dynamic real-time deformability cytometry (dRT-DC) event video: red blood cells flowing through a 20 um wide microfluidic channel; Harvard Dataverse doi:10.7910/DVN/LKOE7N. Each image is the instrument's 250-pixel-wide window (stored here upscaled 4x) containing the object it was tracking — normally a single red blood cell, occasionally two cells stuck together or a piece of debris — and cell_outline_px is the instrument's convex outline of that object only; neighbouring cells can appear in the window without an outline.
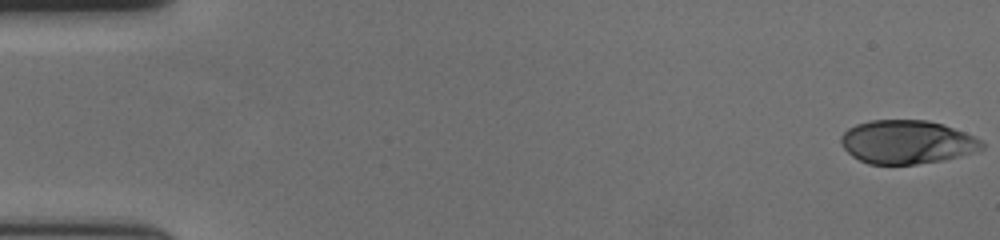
{"species": "human", "species_latin": "Homo sapiens", "temperature_condition": "cold", "stored_images_in_passage": 58, "camera_frame_rate_fps": 3000, "um_per_image_px": 0.085, "donor": {"sex": "female"}, "frame": {"image": 1, "passage_image": 1, "time_ms": 0.0, "image_size_px": [1000, 240], "cell_outline_px": [[984, 148], [972, 152], [944, 160], [916, 164], [868, 164], [852, 156], [844, 148], [840, 140], [840, 136], [848, 128], [856, 124], [872, 120], [928, 120], [964, 132], [980, 140], [984, 144]], "centroid_in_image_um": [77.05, 12.07], "position_along_channel_um": 8.0, "area_um2": 35.49}}
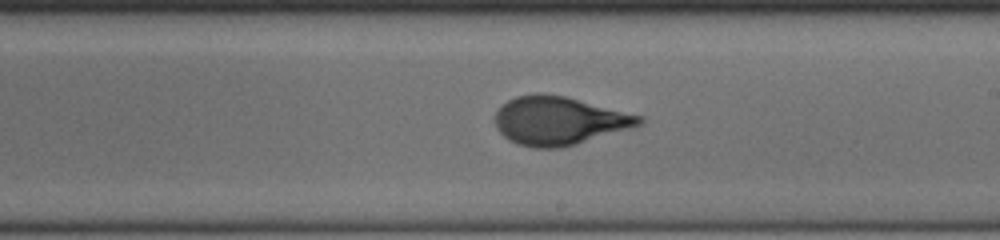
{"frame": {"image": 2, "passage_image": 34, "time_ms": 11.0, "image_size_px": [1000, 240], "cell_outline_px": [[644, 120], [640, 124], [628, 128], [576, 144], [560, 148], [532, 148], [516, 144], [508, 140], [496, 128], [496, 112], [508, 100], [516, 96], [536, 92], [540, 92], [564, 96], [644, 116]], "centroid_in_image_um": [47.48, 10.25], "position_along_channel_um": 241.5, "area_um2": 40.4}}
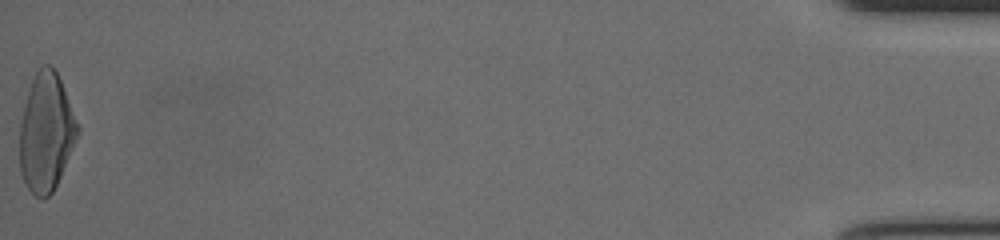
{"frame": {"image": 3, "passage_image": 58, "time_ms": 19.0, "image_size_px": [1000, 240], "cell_outline_px": [[80, 128], [60, 176], [52, 192], [44, 200], [36, 196], [28, 188], [20, 172], [20, 124], [28, 92], [32, 80], [36, 72], [44, 64], [48, 64], [56, 72], [60, 80]], "centroid_in_image_um": [3.91, 11.27], "position_along_channel_um": 431.3, "area_um2": 39.02}, "authors_computed_cell_mechanics": {"area_um2": 39.0728, "velocity_mm_per_s": 3.642, "shape_relaxation_time_tau1_ms": 4.1062, "shape_relaxation_time_tau2_ms": null, "deformation_change_tau1": 0.1834, "deformation_change_tau2": null}}